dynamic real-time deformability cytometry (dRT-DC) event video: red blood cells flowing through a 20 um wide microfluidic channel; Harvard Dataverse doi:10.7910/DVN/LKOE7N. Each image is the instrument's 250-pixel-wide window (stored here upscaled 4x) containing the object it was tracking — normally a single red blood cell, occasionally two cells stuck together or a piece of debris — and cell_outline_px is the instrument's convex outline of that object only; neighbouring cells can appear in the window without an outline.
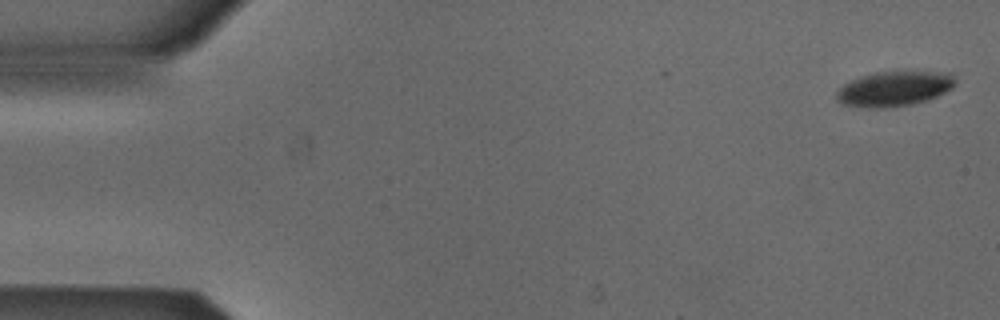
{"species": "Egyptian fruit bat (a non-hibernating species)", "species_latin": "Rousettus aegyptiacus", "temperature_condition": "cold", "stored_images_in_passage": 5, "camera_frame_rate_fps": 3000, "um_per_image_px": 0.085, "animal": {"sex": "male"}, "frame": {"image": 1, "passage_image": 1, "time_ms": 0.0, "image_size_px": [1000, 320], "cell_outline_px": [[956, 84], [952, 88], [928, 100], [912, 104], [884, 108], [868, 108], [844, 104], [836, 100], [836, 92], [844, 84], [852, 80], [876, 72], [952, 72], [956, 80]], "centroid_in_image_um": [76.04, 7.55], "position_along_channel_um": 9.0, "area_um2": 24.04}}